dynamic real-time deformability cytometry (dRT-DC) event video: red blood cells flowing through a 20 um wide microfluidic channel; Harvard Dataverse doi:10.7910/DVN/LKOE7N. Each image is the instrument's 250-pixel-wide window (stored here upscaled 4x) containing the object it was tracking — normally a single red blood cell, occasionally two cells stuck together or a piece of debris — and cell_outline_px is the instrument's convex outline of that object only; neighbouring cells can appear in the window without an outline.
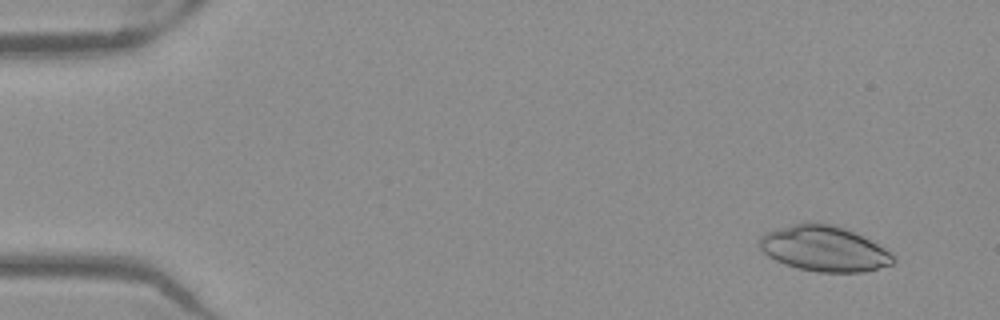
{"species": "Egyptian fruit bat (a non-hibernating species)", "species_latin": "Rousettus aegyptiacus", "temperature_condition": "warm", "stored_images_in_passage": 52, "camera_frame_rate_fps": 3000, "um_per_image_px": 0.085, "frame": {"image": 1, "passage_image": 4, "time_ms": 1.0, "image_size_px": [1000, 320], "cell_outline_px": [[896, 260], [892, 264], [864, 272], [816, 272], [796, 268], [784, 264], [768, 256], [756, 244], [760, 236], [764, 232], [804, 220], [808, 220], [832, 224], [844, 228], [884, 248]], "centroid_in_image_um": [69.95, 21.11], "position_along_channel_um": 15.0, "area_um2": 35.66}}
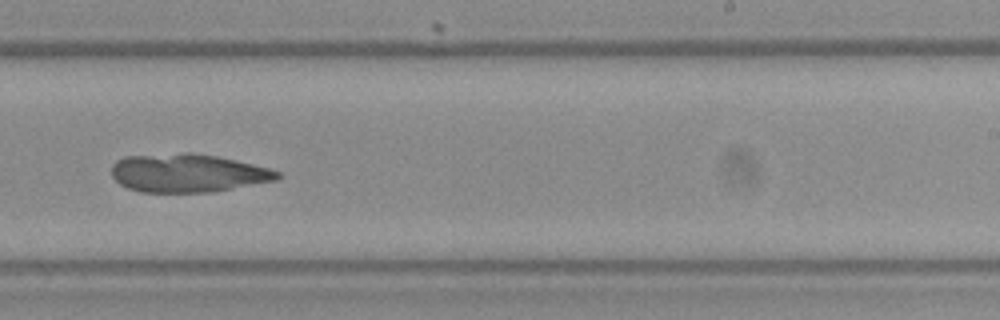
{"frame": {"image": 2, "passage_image": 33, "time_ms": 10.667, "image_size_px": [1000, 320], "cell_outline_px": [[280, 176], [276, 180], [212, 192], [140, 192], [128, 188], [120, 184], [112, 176], [112, 164], [116, 160], [124, 156], [184, 152], [192, 152], [216, 156], [236, 160], [268, 168], [280, 172]], "centroid_in_image_um": [15.92, 14.7], "position_along_channel_um": 273.1, "area_um2": 37.11}}
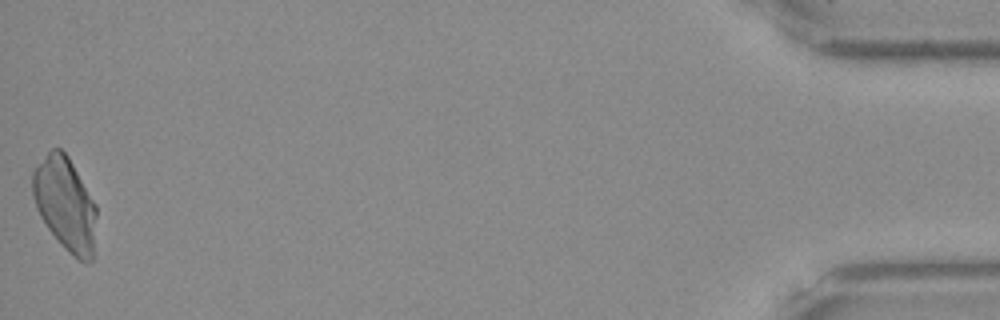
{"frame": {"image": 3, "passage_image": 52, "time_ms": 17.0, "image_size_px": [1000, 320], "cell_outline_px": [[96, 216], [92, 260], [80, 260], [68, 252], [60, 244], [48, 228], [40, 216], [36, 208], [32, 192], [32, 172], [48, 152], [52, 148], [60, 148], [68, 156], [96, 204]], "centroid_in_image_um": [5.53, 17.32], "position_along_channel_um": 429.7, "area_um2": 34.33}}